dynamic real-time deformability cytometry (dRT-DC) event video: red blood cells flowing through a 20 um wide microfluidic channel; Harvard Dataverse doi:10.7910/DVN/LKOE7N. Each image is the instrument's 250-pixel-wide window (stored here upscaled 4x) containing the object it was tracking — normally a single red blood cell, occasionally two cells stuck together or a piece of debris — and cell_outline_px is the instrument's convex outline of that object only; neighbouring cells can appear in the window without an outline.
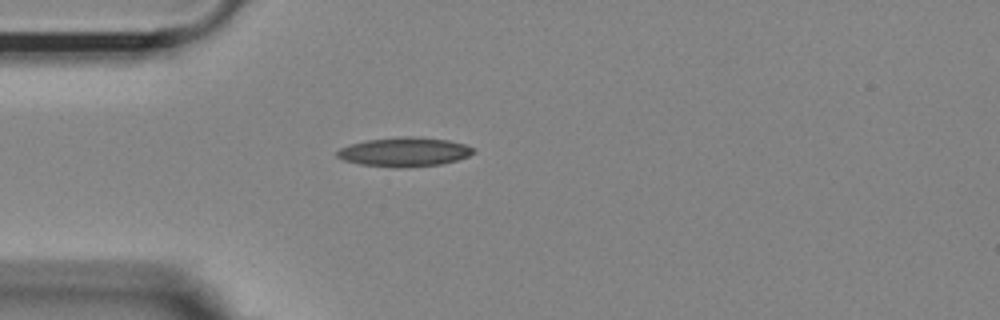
{"species": "Egyptian fruit bat (a non-hibernating species)", "species_latin": "Rousettus aegyptiacus", "temperature_condition": "room temperature", "stored_images_in_passage": 40, "camera_frame_rate_fps": 3000, "um_per_image_px": 0.085, "animal": {"sex": "female"}, "frame": {"image": 1, "passage_image": 1, "time_ms": 0.0, "image_size_px": [1000, 320], "cell_outline_px": [[476, 152], [468, 156], [444, 164], [400, 168], [392, 168], [360, 164], [344, 160], [336, 156], [336, 152], [340, 148], [352, 144], [368, 140], [404, 136], [412, 136], [448, 140], [464, 144], [476, 148]], "centroid_in_image_um": [34.41, 12.92], "position_along_channel_um": 50.6, "area_um2": 23.24}}
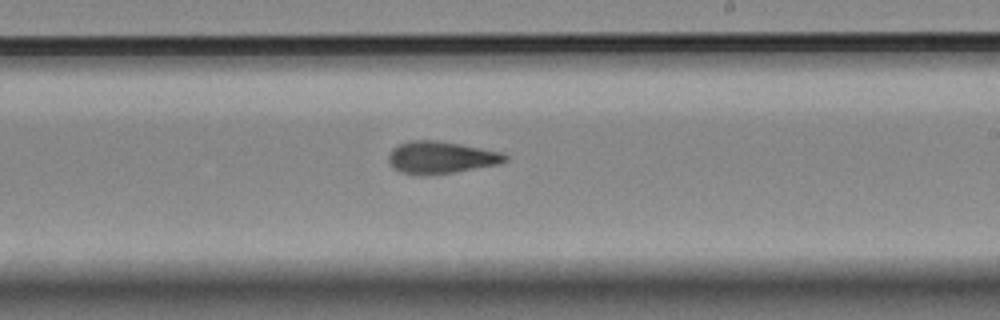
{"frame": {"image": 2, "passage_image": 18, "time_ms": 5.667, "image_size_px": [1000, 320], "cell_outline_px": [[508, 160], [500, 164], [428, 176], [420, 176], [400, 172], [392, 168], [388, 160], [388, 156], [392, 148], [408, 140], [436, 140], [460, 144], [500, 152], [508, 156]], "centroid_in_image_um": [37.43, 13.39], "position_along_channel_um": 251.6, "area_um2": 22.02}}
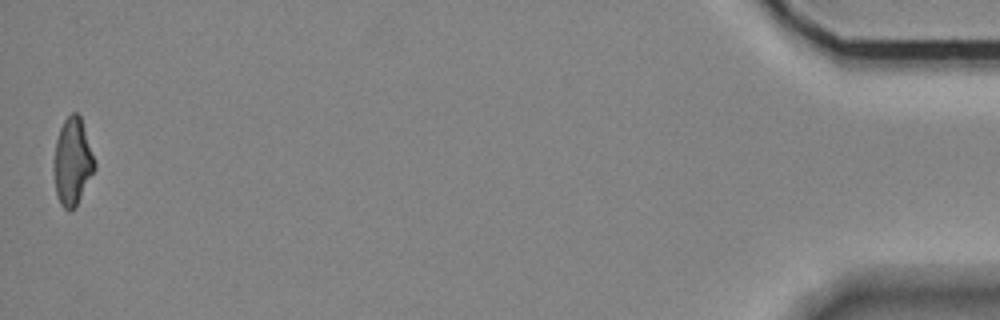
{"frame": {"image": 3, "passage_image": 40, "time_ms": 13.0, "image_size_px": [1000, 320], "cell_outline_px": [[96, 168], [76, 208], [68, 212], [60, 204], [56, 196], [52, 168], [56, 140], [60, 128], [64, 120], [72, 112], [76, 112], [80, 116], [96, 164]], "centroid_in_image_um": [6.14, 13.81], "position_along_channel_um": 429.1, "area_um2": 21.04}, "authors_computed_cell_mechanics": {"area_um2": 21.5594, "velocity_mm_per_s": 3.6956, "shape_relaxation_time_tau1_ms": 10.0201, "shape_relaxation_time_tau2_ms": 3.0998, "deformation_change_tau1": 0.2233, "deformation_change_tau2": 0.1193}}